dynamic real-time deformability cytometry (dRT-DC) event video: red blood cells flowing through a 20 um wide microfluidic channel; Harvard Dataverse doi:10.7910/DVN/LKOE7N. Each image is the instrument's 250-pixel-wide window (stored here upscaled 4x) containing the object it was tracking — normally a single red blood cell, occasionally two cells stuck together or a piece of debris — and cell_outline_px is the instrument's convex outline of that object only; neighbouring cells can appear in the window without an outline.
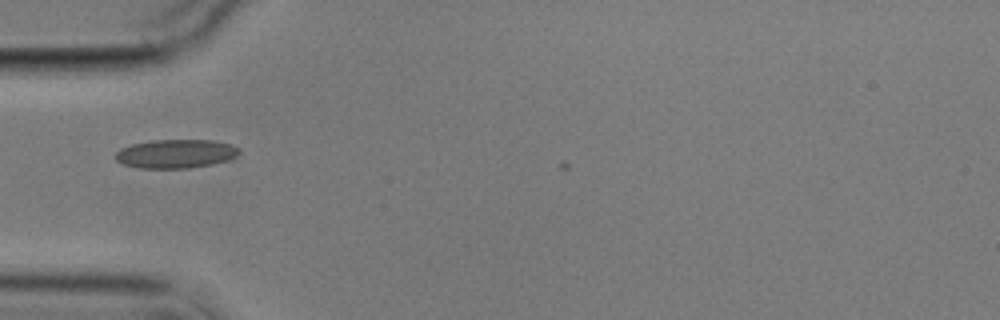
{"species": "common noctule bat (a hibernating species)", "species_latin": "Nyctalus noctula", "temperature_condition": "cold", "stored_images_in_passage": 5, "camera_frame_rate_fps": 3000, "um_per_image_px": 0.085, "animal": {"sex": "male", "body_mass_g": 17.9}, "frame": {"image": 1, "passage_image": 4, "time_ms": 3.667, "image_size_px": [1000, 320], "cell_outline_px": [[240, 152], [232, 160], [212, 164], [188, 168], [140, 168], [124, 164], [116, 160], [116, 152], [120, 148], [132, 144], [152, 140], [216, 140], [232, 144], [240, 148]], "centroid_in_image_um": [15.0, 13.06], "position_along_channel_um": 70.0, "area_um2": 20.92}}
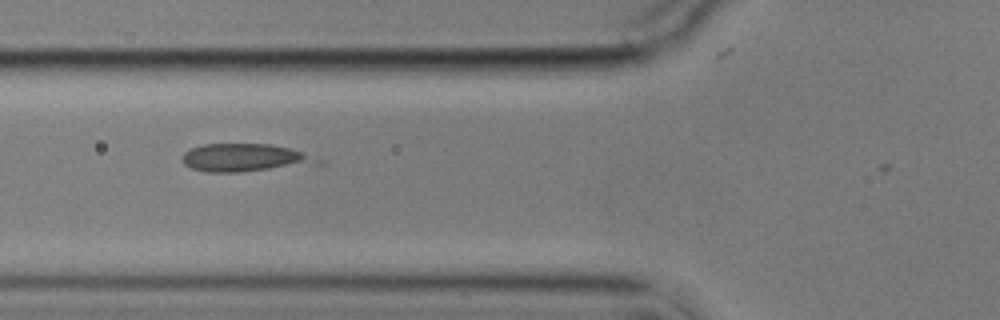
{"frame": {"image": 2, "passage_image": 5, "time_ms": 4.667, "image_size_px": [1000, 320], "cell_outline_px": [[324, 164], [240, 172], [208, 172], [192, 168], [184, 164], [184, 152], [192, 148], [204, 144], [268, 144], [288, 148], [324, 160]], "centroid_in_image_um": [20.87, 13.42], "position_along_channel_um": 104.9, "area_um2": 21.91}}